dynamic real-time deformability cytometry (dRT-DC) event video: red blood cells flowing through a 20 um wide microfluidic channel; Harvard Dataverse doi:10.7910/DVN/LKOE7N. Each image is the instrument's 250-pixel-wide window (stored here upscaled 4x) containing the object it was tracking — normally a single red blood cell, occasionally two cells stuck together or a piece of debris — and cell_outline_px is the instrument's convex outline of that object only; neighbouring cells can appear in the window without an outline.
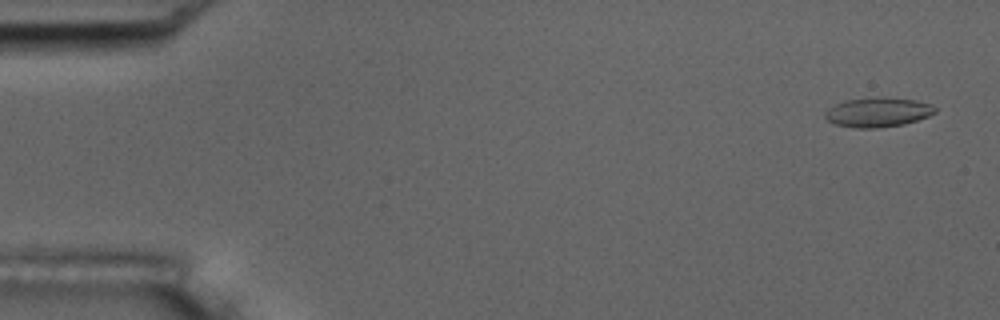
{"species": "common noctule bat (a hibernating species)", "species_latin": "Nyctalus noctula", "temperature_condition": "room temperature", "stored_images_in_passage": 53, "camera_frame_rate_fps": 3000, "um_per_image_px": 0.085, "animal": {"sex": "male", "body_mass_g": 17.5, "forearm_length_mm": 52.3}, "frame": {"image": 1, "passage_image": 2, "time_ms": 0.333, "image_size_px": [1000, 320], "cell_outline_px": [[936, 112], [928, 116], [904, 124], [876, 128], [852, 128], [832, 124], [824, 116], [824, 112], [828, 108], [844, 100], [868, 96], [884, 96], [916, 100], [932, 104], [936, 108]], "centroid_in_image_um": [74.58, 9.52], "position_along_channel_um": 10.4, "area_um2": 19.42}}
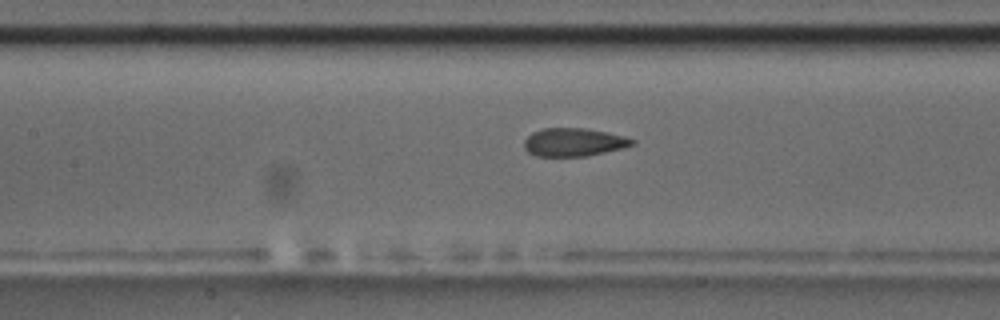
{"frame": {"image": 2, "passage_image": 24, "time_ms": 7.667, "image_size_px": [1000, 320], "cell_outline_px": [[636, 144], [624, 148], [588, 156], [536, 156], [528, 152], [524, 148], [524, 140], [532, 132], [544, 128], [584, 128], [608, 132], [624, 136], [636, 140]], "centroid_in_image_um": [48.8, 12.09], "position_along_channel_um": 158.6, "area_um2": 17.92}}
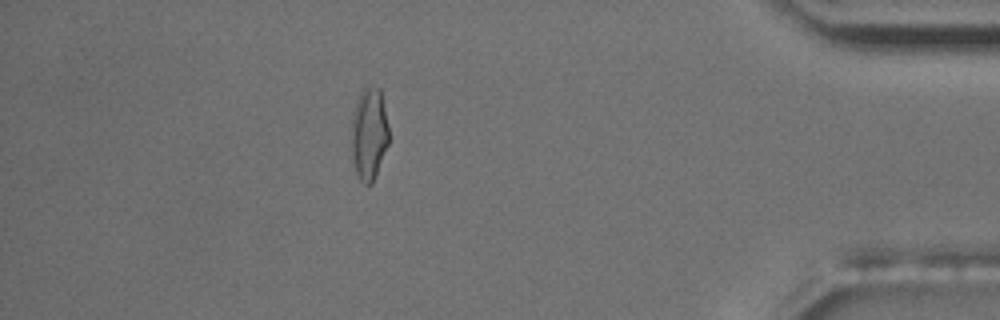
{"frame": {"image": 3, "passage_image": 47, "time_ms": 15.333, "image_size_px": [1000, 320], "cell_outline_px": [[388, 144], [372, 184], [368, 188], [360, 180], [356, 172], [352, 156], [352, 112], [356, 100], [364, 84], [368, 84], [380, 88], [388, 124]], "centroid_in_image_um": [31.36, 11.33], "position_along_channel_um": 403.8, "area_um2": 20.4}, "authors_computed_cell_mechanics": {"area_um2": 18.7272, "velocity_mm_per_s": 3.7705, "shape_relaxation_time_tau1_ms": 7.3036, "shape_relaxation_time_tau2_ms": 1.1207, "deformation_change_tau1": 0.1682, "deformation_change_tau2": 0.0533}}